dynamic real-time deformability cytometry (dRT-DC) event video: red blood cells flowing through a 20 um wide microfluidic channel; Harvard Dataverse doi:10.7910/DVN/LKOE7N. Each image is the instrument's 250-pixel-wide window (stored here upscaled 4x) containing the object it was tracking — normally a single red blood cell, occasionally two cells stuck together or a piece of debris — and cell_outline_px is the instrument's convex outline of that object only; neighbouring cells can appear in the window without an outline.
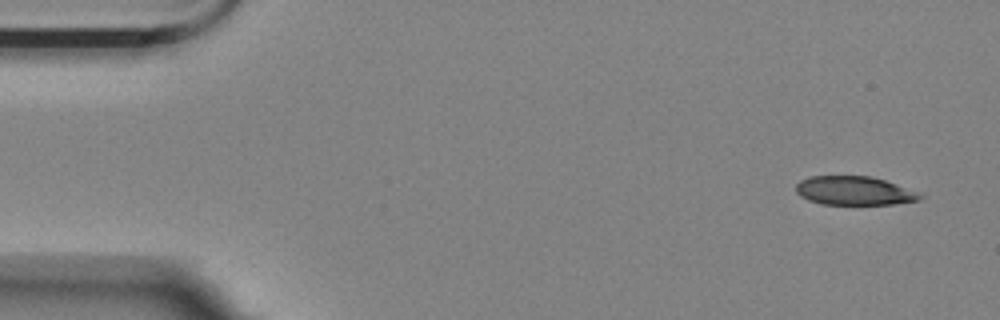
{"species": "Egyptian fruit bat (a non-hibernating species)", "species_latin": "Rousettus aegyptiacus", "temperature_condition": "room temperature", "stored_images_in_passage": 7, "camera_frame_rate_fps": 3000, "um_per_image_px": 0.085, "animal": {"sex": "female"}, "frame": {"image": 1, "passage_image": 1, "time_ms": 0.0, "image_size_px": [1000, 320], "cell_outline_px": [[924, 196], [920, 200], [892, 204], [820, 204], [808, 200], [800, 196], [796, 192], [796, 184], [800, 180], [808, 176], [872, 176], [924, 192]], "centroid_in_image_um": [72.67, 16.21], "position_along_channel_um": 12.3, "area_um2": 21.21}}
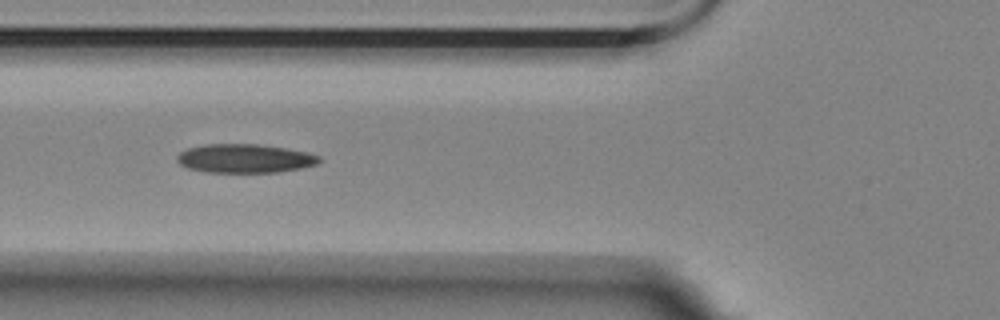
{"frame": {"image": 2, "passage_image": 6, "time_ms": 1.667, "image_size_px": [1000, 320], "cell_outline_px": [[324, 160], [320, 164], [300, 168], [276, 172], [208, 172], [188, 168], [180, 164], [176, 160], [176, 156], [180, 152], [188, 148], [204, 144], [256, 144], [284, 148], [308, 152], [320, 156]], "centroid_in_image_um": [20.84, 13.47], "position_along_channel_um": 105.0, "area_um2": 23.93}}
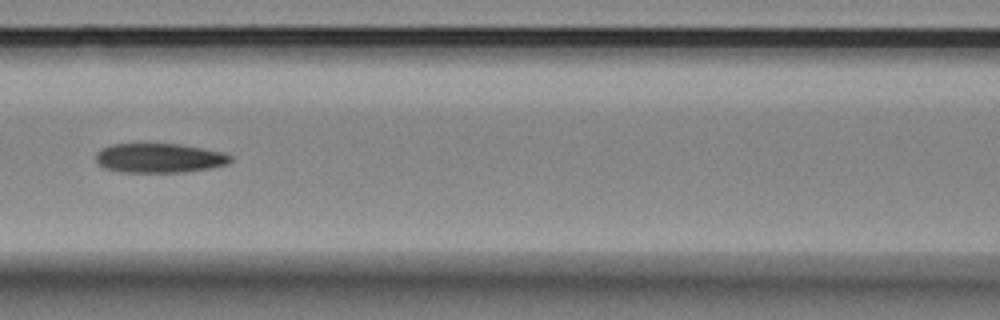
{"frame": {"image": 3, "passage_image": 7, "time_ms": 2.0, "image_size_px": [1000, 320], "cell_outline_px": [[232, 160], [228, 164], [208, 168], [184, 172], [120, 172], [104, 168], [96, 160], [96, 152], [100, 148], [112, 144], [180, 144], [224, 152], [232, 156]], "centroid_in_image_um": [13.54, 13.43], "position_along_channel_um": 153.1, "area_um2": 23.12}}